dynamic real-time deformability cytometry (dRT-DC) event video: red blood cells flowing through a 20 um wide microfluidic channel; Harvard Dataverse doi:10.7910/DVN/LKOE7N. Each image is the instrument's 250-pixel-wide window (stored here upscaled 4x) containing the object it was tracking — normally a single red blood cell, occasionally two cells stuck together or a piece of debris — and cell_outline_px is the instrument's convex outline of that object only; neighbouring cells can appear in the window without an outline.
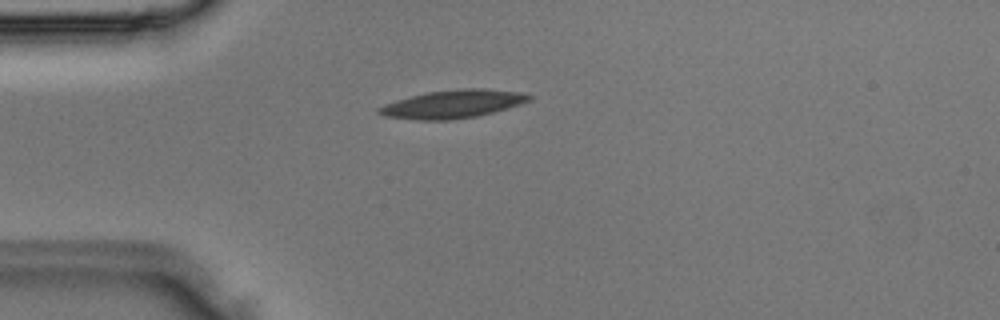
{"species": "Egyptian fruit bat (a non-hibernating species)", "species_latin": "Rousettus aegyptiacus", "temperature_condition": "room temperature", "stored_images_in_passage": 2, "camera_frame_rate_fps": 3000, "um_per_image_px": 0.085, "animal": {"sex": "male"}, "frame": {"image": 1, "passage_image": 2, "time_ms": 0.333, "image_size_px": [1000, 320], "cell_outline_px": [[532, 100], [508, 108], [476, 116], [448, 120], [416, 120], [384, 116], [376, 112], [376, 108], [384, 104], [396, 100], [428, 92], [460, 88], [484, 88], [520, 92], [532, 96]], "centroid_in_image_um": [38.47, 8.84], "position_along_channel_um": 46.5, "area_um2": 24.62}}